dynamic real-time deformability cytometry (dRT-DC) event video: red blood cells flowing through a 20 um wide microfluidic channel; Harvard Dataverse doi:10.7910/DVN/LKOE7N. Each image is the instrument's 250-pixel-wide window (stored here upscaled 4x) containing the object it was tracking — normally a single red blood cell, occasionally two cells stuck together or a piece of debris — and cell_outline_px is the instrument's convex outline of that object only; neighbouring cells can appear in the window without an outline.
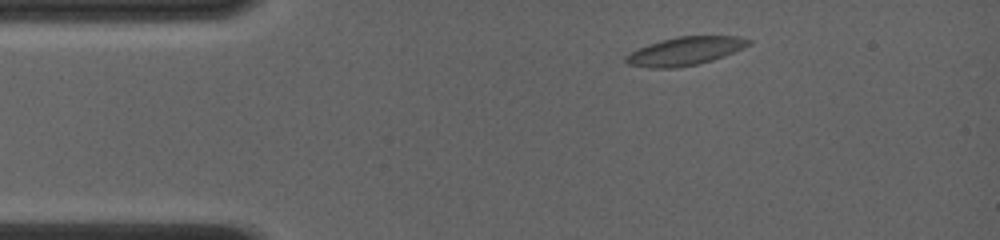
{"species": "common noctule bat (a hibernating species)", "species_latin": "Nyctalus noctula", "temperature_condition": "room temperature", "stored_images_in_passage": 54, "camera_frame_rate_fps": 4000, "um_per_image_px": 0.085, "animal": {"sex": "female", "body_mass_g": 19.0, "forearm_length_mm": 56.7}, "frame": {"image": 1, "passage_image": 5, "time_ms": 1.25, "image_size_px": [1000, 240], "cell_outline_px": [[752, 44], [724, 56], [712, 60], [696, 64], [676, 68], [648, 68], [628, 64], [624, 60], [624, 56], [648, 44], [660, 40], [676, 36], [736, 36], [752, 40]], "centroid_in_image_um": [58.23, 4.34], "position_along_channel_um": 26.8, "area_um2": 20.23}}
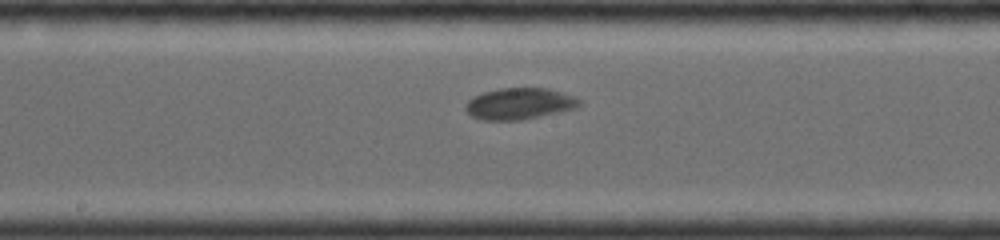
{"frame": {"image": 2, "passage_image": 30, "time_ms": 7.0, "image_size_px": [1000, 240], "cell_outline_px": [[580, 104], [576, 108], [524, 120], [484, 120], [472, 116], [464, 108], [464, 104], [472, 96], [484, 92], [500, 88], [548, 88], [572, 96], [580, 100]], "centroid_in_image_um": [44.11, 8.81], "position_along_channel_um": 204.1, "area_um2": 20.81}}
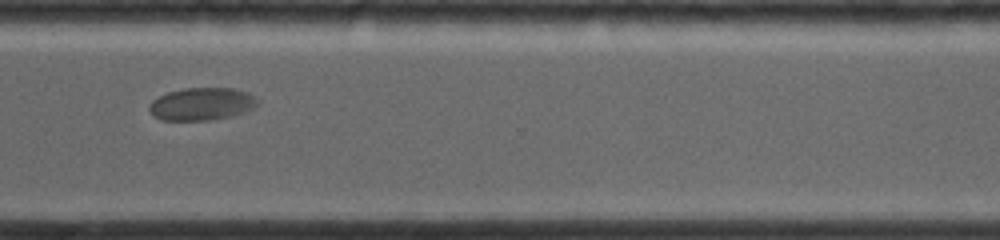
{"frame": {"image": 3, "passage_image": 53, "time_ms": 10.75, "image_size_px": [1000, 240], "cell_outline_px": [[256, 108], [232, 116], [208, 120], [160, 120], [152, 116], [148, 108], [148, 104], [152, 100], [168, 92], [184, 88], [232, 88], [248, 92], [256, 100]], "centroid_in_image_um": [17.1, 8.84], "position_along_channel_um": 353.5, "area_um2": 20.63}}